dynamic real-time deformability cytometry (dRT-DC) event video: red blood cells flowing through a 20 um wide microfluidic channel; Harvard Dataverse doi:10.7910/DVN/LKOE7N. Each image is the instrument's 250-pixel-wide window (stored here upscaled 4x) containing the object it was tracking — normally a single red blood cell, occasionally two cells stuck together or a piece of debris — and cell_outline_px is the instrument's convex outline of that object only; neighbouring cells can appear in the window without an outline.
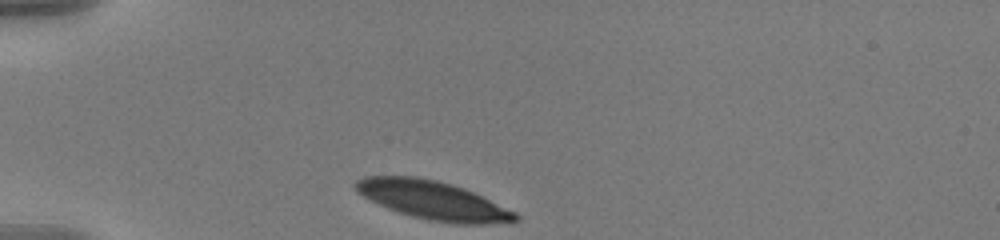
{"species": "human", "species_latin": "Homo sapiens", "temperature_condition": "warm", "stored_images_in_passage": 35, "camera_frame_rate_fps": 3000, "um_per_image_px": 0.085, "donor": {"sex": "male"}, "frame": {"image": 1, "passage_image": 1, "time_ms": 0.0, "image_size_px": [1000, 240], "cell_outline_px": [[520, 220], [512, 224], [456, 224], [428, 220], [412, 216], [388, 208], [356, 192], [352, 184], [356, 180], [364, 176], [416, 176], [436, 180], [452, 184], [464, 188], [516, 212], [520, 216]], "centroid_in_image_um": [36.86, 17.03], "position_along_channel_um": 48.1, "area_um2": 36.13}}
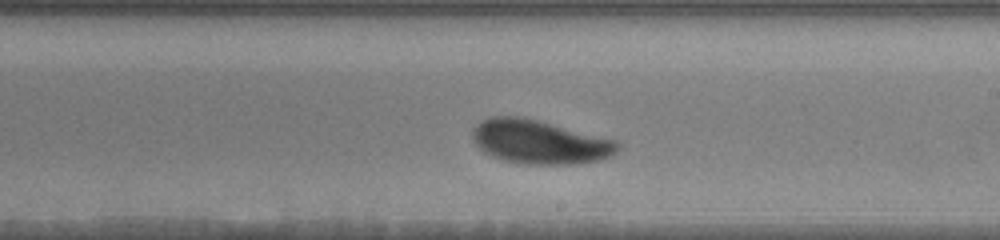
{"frame": {"image": 2, "passage_image": 20, "time_ms": 6.333, "image_size_px": [1000, 240], "cell_outline_px": [[620, 144], [616, 152], [600, 160], [572, 164], [524, 164], [504, 160], [492, 156], [484, 152], [472, 140], [472, 128], [480, 120], [488, 116], [524, 116], [616, 140]], "centroid_in_image_um": [45.81, 12.04], "position_along_channel_um": 243.2, "area_um2": 37.28}}
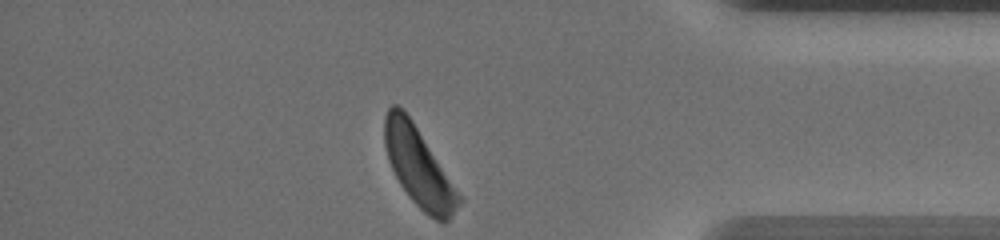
{"frame": {"image": 3, "passage_image": 35, "time_ms": 11.333, "image_size_px": [1000, 240], "cell_outline_px": [[464, 200], [448, 220], [444, 224], [428, 216], [412, 200], [400, 184], [388, 160], [384, 144], [384, 116], [388, 108], [392, 104], [396, 104], [412, 120]], "centroid_in_image_um": [35.59, 14.21], "position_along_channel_um": 399.6, "area_um2": 33.76}, "authors_computed_cell_mechanics": {"area_um2": 36.9342, "velocity_mm_per_s": 3.5452, "shape_relaxation_time_tau1_ms": 2.29, "shape_relaxation_time_tau2_ms": null, "deformation_change_tau1": 0.1343, "deformation_change_tau2": null}}